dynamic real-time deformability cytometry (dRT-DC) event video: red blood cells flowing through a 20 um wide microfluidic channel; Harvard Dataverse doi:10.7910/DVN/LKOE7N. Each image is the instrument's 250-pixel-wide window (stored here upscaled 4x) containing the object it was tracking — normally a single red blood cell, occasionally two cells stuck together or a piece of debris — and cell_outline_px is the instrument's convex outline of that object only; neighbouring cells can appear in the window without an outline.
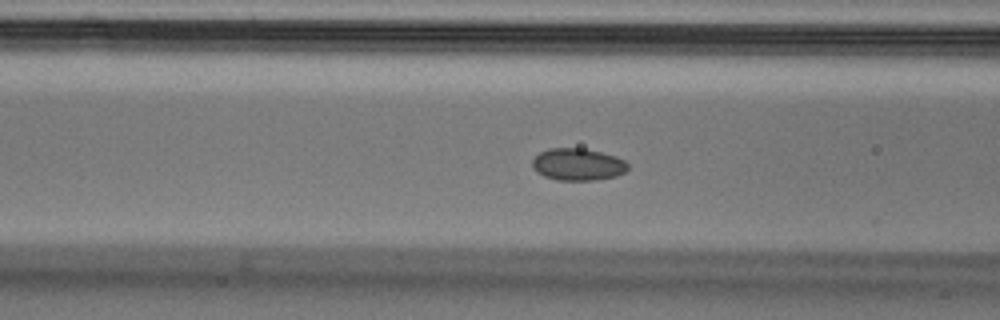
{"species": "Egyptian fruit bat (a non-hibernating species)", "species_latin": "Rousettus aegyptiacus", "temperature_condition": "cold", "stored_images_in_passage": 40, "camera_frame_rate_fps": 3000, "um_per_image_px": 0.085, "animal": {"sex": "male"}, "frame": {"image": 1, "passage_image": 14, "time_ms": 4.333, "image_size_px": [1000, 320], "cell_outline_px": [[628, 168], [624, 172], [616, 176], [596, 180], [556, 180], [544, 176], [536, 172], [532, 168], [532, 160], [540, 152], [548, 148], [584, 148], [616, 156], [624, 160], [628, 164]], "centroid_in_image_um": [49.1, 13.97], "position_along_channel_um": 117.5, "area_um2": 17.98}}
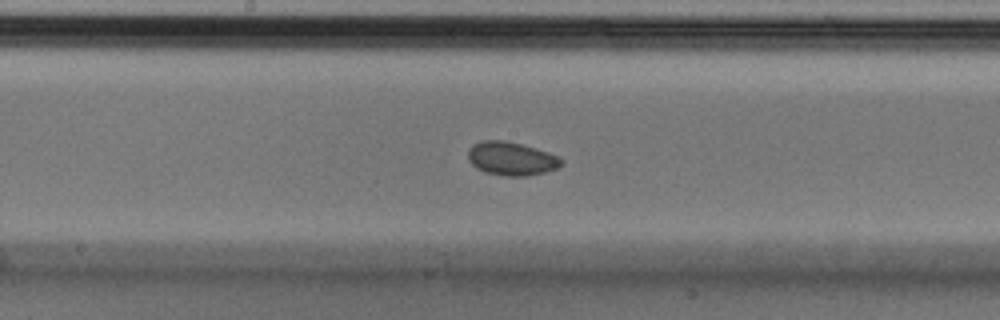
{"frame": {"image": 2, "passage_image": 21, "time_ms": 6.667, "image_size_px": [1000, 320], "cell_outline_px": [[564, 164], [560, 168], [544, 172], [524, 176], [504, 176], [484, 172], [476, 168], [468, 160], [468, 152], [472, 144], [484, 140], [504, 140], [536, 148], [560, 156], [564, 160]], "centroid_in_image_um": [43.5, 13.49], "position_along_channel_um": 204.7, "area_um2": 18.44}}
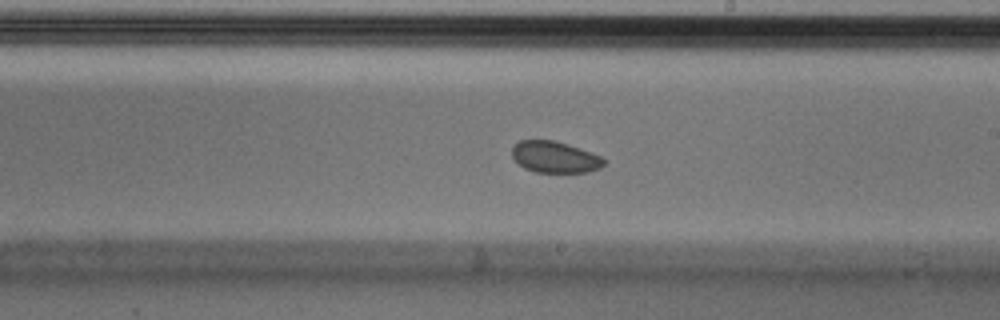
{"frame": {"image": 3, "passage_image": 24, "time_ms": 7.667, "image_size_px": [1000, 320], "cell_outline_px": [[604, 164], [600, 168], [588, 172], [536, 172], [524, 168], [512, 156], [512, 148], [520, 140], [556, 140], [592, 152], [600, 156], [604, 160]], "centroid_in_image_um": [47.17, 13.34], "position_along_channel_um": 241.8, "area_um2": 16.76}, "authors_computed_cell_mechanics": {"area_um2": 18.2359, "velocity_mm_per_s": 3.7295, "shape_relaxation_time_tau1_ms": null, "shape_relaxation_time_tau2_ms": 1.876, "deformation_change_tau1": null, "deformation_change_tau2": 0.0358}}